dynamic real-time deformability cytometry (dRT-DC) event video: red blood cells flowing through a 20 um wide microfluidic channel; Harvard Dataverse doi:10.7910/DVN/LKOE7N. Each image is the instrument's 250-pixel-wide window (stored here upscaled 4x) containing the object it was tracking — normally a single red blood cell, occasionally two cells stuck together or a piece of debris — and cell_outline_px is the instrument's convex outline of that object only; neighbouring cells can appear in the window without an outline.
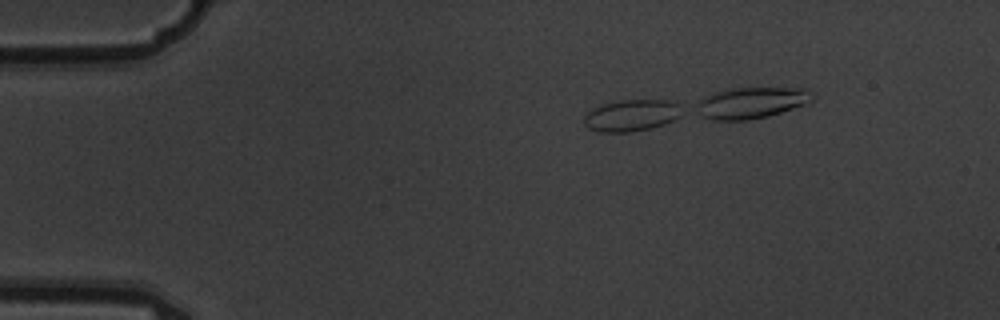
{"species": "common noctule bat (a hibernating species)", "species_latin": "Nyctalus noctula", "temperature_condition": "warm", "stored_images_in_passage": 6, "camera_frame_rate_fps": 3000, "um_per_image_px": 0.085, "animal": {"sex": "male", "body_mass_g": 19.5, "forearm_length_mm": 54.6}, "frame": {"image": 1, "passage_image": 2, "time_ms": 0.333, "image_size_px": [1000, 320], "cell_outline_px": [[680, 116], [664, 124], [652, 128], [632, 132], [596, 132], [588, 128], [584, 124], [584, 116], [592, 108], [600, 104], [620, 100], [668, 100], [680, 104]], "centroid_in_image_um": [53.63, 9.81], "position_along_channel_um": 31.4, "area_um2": 18.21}}